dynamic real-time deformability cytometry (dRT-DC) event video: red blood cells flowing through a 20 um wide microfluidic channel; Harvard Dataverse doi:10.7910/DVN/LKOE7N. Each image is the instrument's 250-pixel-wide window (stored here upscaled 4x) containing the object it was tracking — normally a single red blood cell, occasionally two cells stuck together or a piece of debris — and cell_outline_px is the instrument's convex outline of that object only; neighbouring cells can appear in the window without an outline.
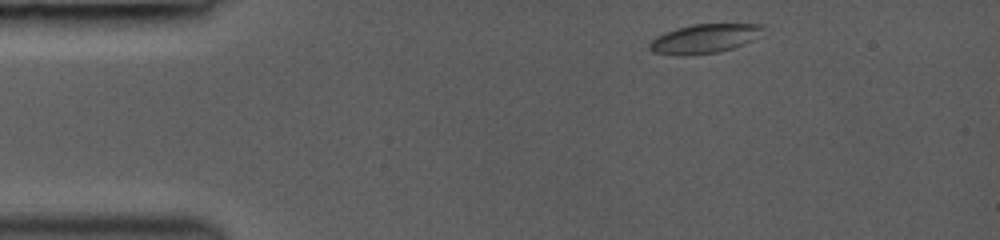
{"species": "common noctule bat (a hibernating species)", "species_latin": "Nyctalus noctula", "temperature_condition": "room temperature", "stored_images_in_passage": 36, "camera_frame_rate_fps": 3000, "um_per_image_px": 0.085, "animal": {"sex": "female", "body_mass_g": 19.0, "forearm_length_mm": 53.3}, "frame": {"image": 1, "passage_image": 2, "time_ms": 0.333, "image_size_px": [1000, 240], "cell_outline_px": [[764, 28], [752, 40], [744, 44], [732, 48], [716, 52], [684, 56], [676, 56], [652, 52], [648, 48], [648, 44], [656, 36], [664, 32], [676, 28], [692, 24], [764, 24]], "centroid_in_image_um": [59.8, 3.29], "position_along_channel_um": 25.2, "area_um2": 19.31}}
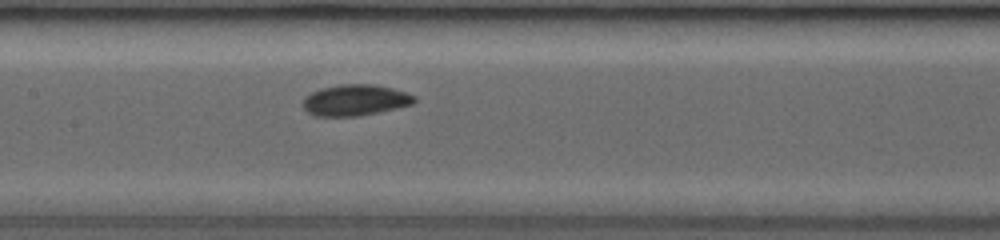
{"frame": {"image": 2, "passage_image": 16, "time_ms": 5.667, "image_size_px": [1000, 240], "cell_outline_px": [[416, 100], [412, 104], [396, 108], [360, 116], [316, 116], [308, 112], [300, 104], [304, 96], [320, 88], [340, 84], [376, 84], [392, 88], [416, 96]], "centroid_in_image_um": [30.15, 8.5], "position_along_channel_um": 177.3, "area_um2": 20.35}}
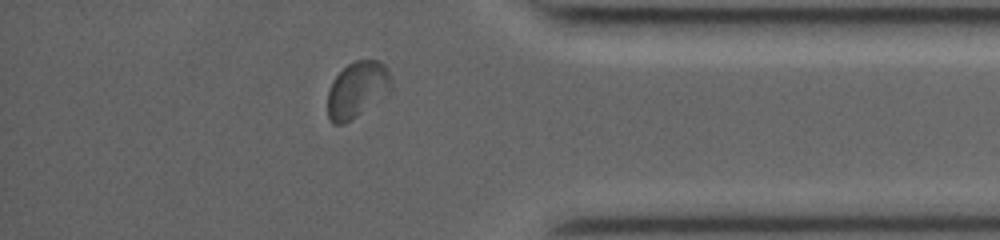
{"frame": {"image": 3, "passage_image": 31, "time_ms": 11.333, "image_size_px": [1000, 240], "cell_outline_px": [[392, 88], [388, 92], [356, 116], [344, 124], [332, 124], [328, 116], [328, 92], [332, 80], [348, 64], [356, 60], [380, 60], [388, 68], [392, 76]], "centroid_in_image_um": [30.37, 7.59], "position_along_channel_um": 404.8, "area_um2": 20.69}, "authors_computed_cell_mechanics": {"area_um2": 19.9988, "velocity_mm_per_s": 4.1616, "shape_relaxation_time_tau1_ms": 1.6027, "shape_relaxation_time_tau2_ms": 1.5712, "deformation_change_tau1": 0.0759, "deformation_change_tau2": 0.0398}}